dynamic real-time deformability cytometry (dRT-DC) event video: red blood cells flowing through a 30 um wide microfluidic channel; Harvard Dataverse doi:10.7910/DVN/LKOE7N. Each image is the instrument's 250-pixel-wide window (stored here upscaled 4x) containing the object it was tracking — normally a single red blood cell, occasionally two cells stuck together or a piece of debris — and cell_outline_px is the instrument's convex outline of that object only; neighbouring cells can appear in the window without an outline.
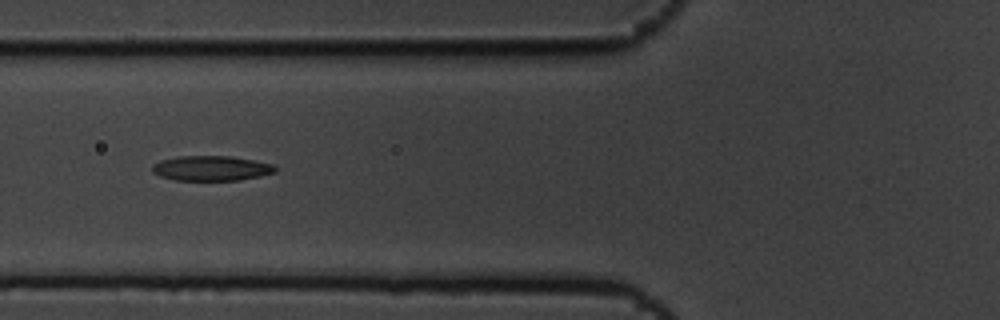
{"species": "common noctule bat (a hibernating species)", "species_latin": "Nyctalus noctula", "temperature_condition": "cold", "stored_images_in_passage": 10, "camera_frame_rate_fps": 3000, "um_per_image_px": 0.085, "animal": {"sex": "male", "body_mass_g": 19.5, "forearm_length_mm": 54.6}, "frame": {"image": 1, "passage_image": 6, "time_ms": 1.667, "image_size_px": [1000, 320], "cell_outline_px": [[276, 172], [260, 176], [240, 180], [172, 180], [160, 176], [152, 172], [152, 164], [160, 160], [176, 156], [232, 156], [272, 164], [276, 168]], "centroid_in_image_um": [17.92, 14.3], "position_along_channel_um": 107.9, "area_um2": 17.98}}
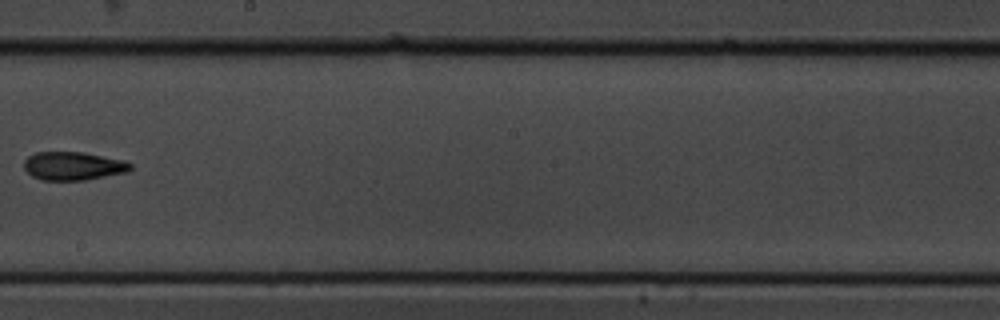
{"frame": {"image": 2, "passage_image": 9, "time_ms": 2.667, "image_size_px": [1000, 320], "cell_outline_px": [[132, 168], [128, 172], [88, 180], [44, 180], [32, 176], [24, 168], [24, 160], [28, 156], [36, 152], [84, 152], [124, 160], [132, 164]], "centroid_in_image_um": [6.25, 14.11], "position_along_channel_um": 241.9, "area_um2": 17.74}}
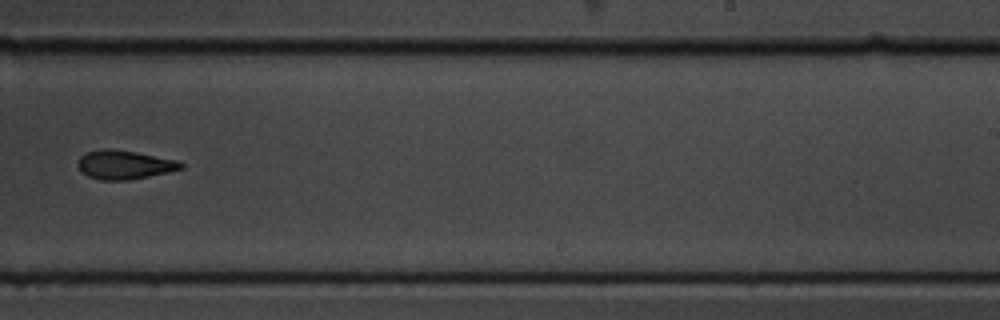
{"frame": {"image": 3, "passage_image": 10, "time_ms": 3.0, "image_size_px": [1000, 320], "cell_outline_px": [[184, 168], [168, 172], [128, 180], [100, 180], [88, 176], [76, 164], [80, 156], [84, 152], [104, 148], [112, 148], [136, 152], [180, 160], [184, 164]], "centroid_in_image_um": [10.58, 13.98], "position_along_channel_um": 278.4, "area_um2": 17.51}}